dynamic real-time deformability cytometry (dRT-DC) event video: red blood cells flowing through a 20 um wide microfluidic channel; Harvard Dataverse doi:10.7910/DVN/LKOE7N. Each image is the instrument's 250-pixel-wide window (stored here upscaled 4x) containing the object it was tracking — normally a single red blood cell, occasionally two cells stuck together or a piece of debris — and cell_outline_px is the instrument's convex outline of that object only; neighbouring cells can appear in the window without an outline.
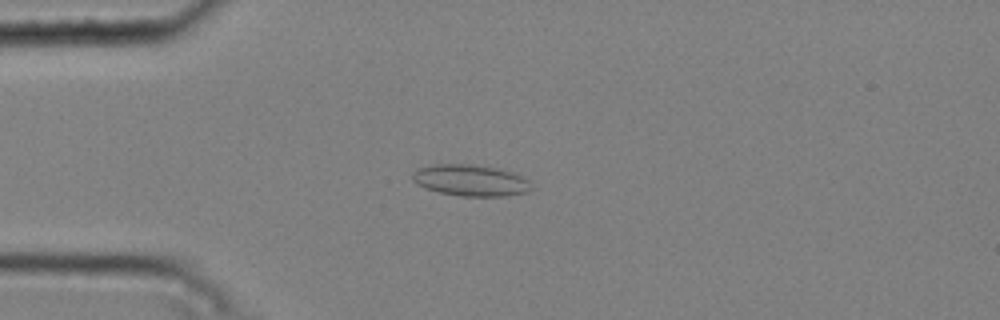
{"species": "common noctule bat (a hibernating species)", "species_latin": "Nyctalus noctula", "temperature_condition": "cold", "stored_images_in_passage": 51, "camera_frame_rate_fps": 3000, "um_per_image_px": 0.085, "animal": {"sex": "male", "body_mass_g": 20.4}, "frame": {"image": 1, "passage_image": 14, "time_ms": 4.333, "image_size_px": [1000, 320], "cell_outline_px": [[532, 188], [528, 192], [504, 196], [460, 196], [440, 192], [424, 188], [416, 184], [412, 180], [412, 172], [416, 168], [436, 164], [472, 164], [496, 168], [512, 172], [528, 180]], "centroid_in_image_um": [39.95, 15.33], "position_along_channel_um": 45.0, "area_um2": 21.79}}
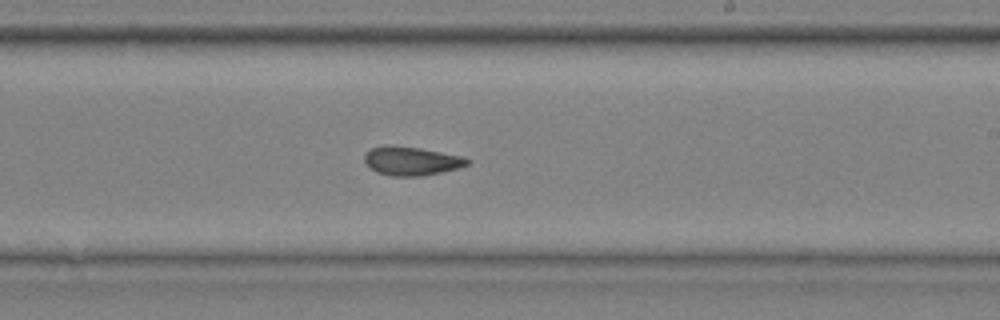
{"frame": {"image": 2, "passage_image": 32, "time_ms": 10.333, "image_size_px": [1000, 320], "cell_outline_px": [[472, 160], [468, 164], [460, 168], [420, 176], [392, 176], [376, 172], [364, 160], [364, 156], [372, 148], [384, 144], [392, 144], [420, 148], [464, 156]], "centroid_in_image_um": [35.0, 13.66], "position_along_channel_um": 254.0, "area_um2": 17.34}}
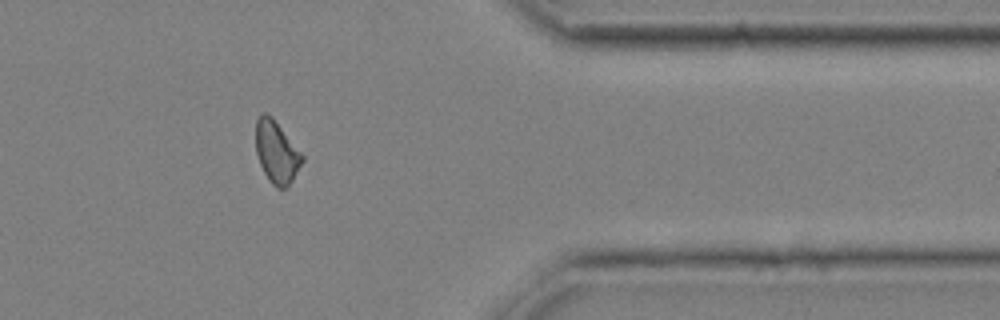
{"frame": {"image": 3, "passage_image": 44, "time_ms": 14.333, "image_size_px": [1000, 320], "cell_outline_px": [[304, 160], [288, 188], [276, 188], [272, 184], [264, 172], [260, 164], [256, 152], [256, 120], [264, 112], [272, 116], [304, 156]], "centroid_in_image_um": [23.52, 12.94], "position_along_channel_um": 387.9, "area_um2": 16.76}, "authors_computed_cell_mechanics": {"area_um2": 17.3978, "velocity_mm_per_s": 3.7729, "shape_relaxation_time_tau1_ms": null, "shape_relaxation_time_tau2_ms": 3.8177, "deformation_change_tau1": null, "deformation_change_tau2": 0.0749}}